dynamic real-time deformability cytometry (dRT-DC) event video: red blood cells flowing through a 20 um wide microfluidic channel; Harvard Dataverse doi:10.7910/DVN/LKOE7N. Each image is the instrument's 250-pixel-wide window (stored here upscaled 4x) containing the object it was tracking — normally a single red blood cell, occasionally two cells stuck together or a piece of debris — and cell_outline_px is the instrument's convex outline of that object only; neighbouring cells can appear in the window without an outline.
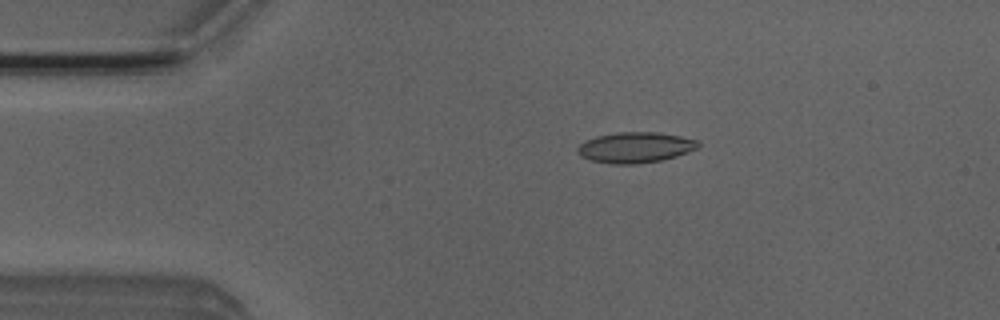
{"species": "Egyptian fruit bat (a non-hibernating species)", "species_latin": "Rousettus aegyptiacus", "temperature_condition": "room temperature", "stored_images_in_passage": 5, "camera_frame_rate_fps": 3000, "um_per_image_px": 0.085, "animal": {"sex": "male"}, "frame": {"image": 1, "passage_image": 2, "time_ms": 0.333, "image_size_px": [1000, 320], "cell_outline_px": [[700, 148], [676, 156], [660, 160], [632, 164], [612, 164], [592, 160], [580, 156], [576, 148], [584, 140], [596, 136], [616, 132], [656, 132], [680, 136], [700, 140]], "centroid_in_image_um": [54.01, 12.52], "position_along_channel_um": 31.0, "area_um2": 21.62}}
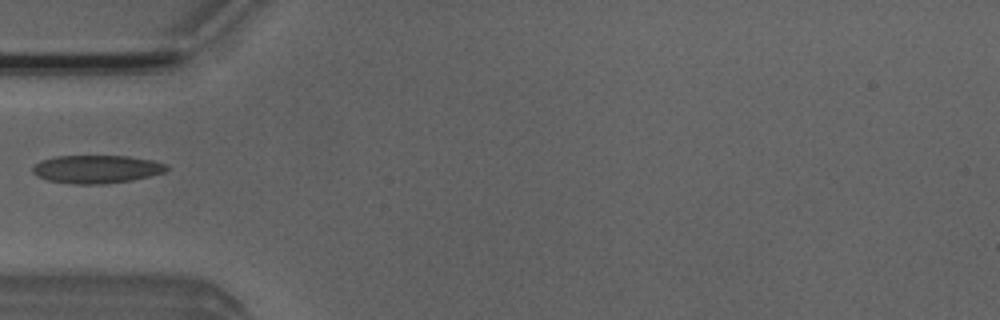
{"frame": {"image": 2, "passage_image": 4, "time_ms": 1.0, "image_size_px": [1000, 320], "cell_outline_px": [[168, 168], [164, 172], [132, 180], [100, 184], [72, 184], [48, 180], [36, 176], [32, 172], [32, 168], [40, 160], [56, 156], [128, 156], [152, 160], [164, 164]], "centroid_in_image_um": [8.16, 14.38], "position_along_channel_um": 76.8, "area_um2": 21.79}}